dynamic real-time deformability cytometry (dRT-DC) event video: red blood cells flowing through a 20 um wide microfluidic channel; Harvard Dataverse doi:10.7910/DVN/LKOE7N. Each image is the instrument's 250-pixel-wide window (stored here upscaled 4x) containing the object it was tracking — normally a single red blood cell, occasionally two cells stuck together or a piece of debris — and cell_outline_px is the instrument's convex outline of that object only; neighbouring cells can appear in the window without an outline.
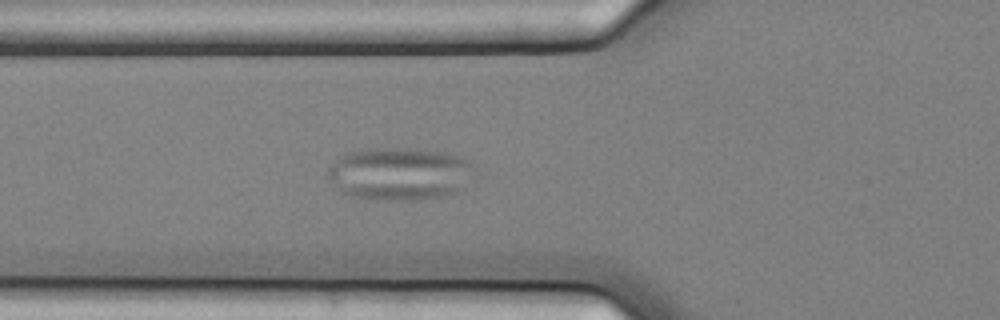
{"species": "common noctule bat (a hibernating species)", "species_latin": "Nyctalus noctula", "temperature_condition": "cold", "stored_images_in_passage": 40, "camera_frame_rate_fps": 3000, "um_per_image_px": 0.085, "animal": {"sex": "female", "body_mass_g": 25.1}, "frame": {"image": 1, "passage_image": 5, "time_ms": 1.333, "image_size_px": [1000, 320], "cell_outline_px": [[468, 164], [464, 188], [460, 192], [440, 196], [416, 200], [376, 200], [356, 196], [344, 192], [336, 188], [328, 176], [328, 168], [344, 152], [372, 148], [416, 148], [444, 152], [460, 156], [468, 160]], "centroid_in_image_um": [33.89, 14.76], "position_along_channel_um": 91.9, "area_um2": 44.51}}
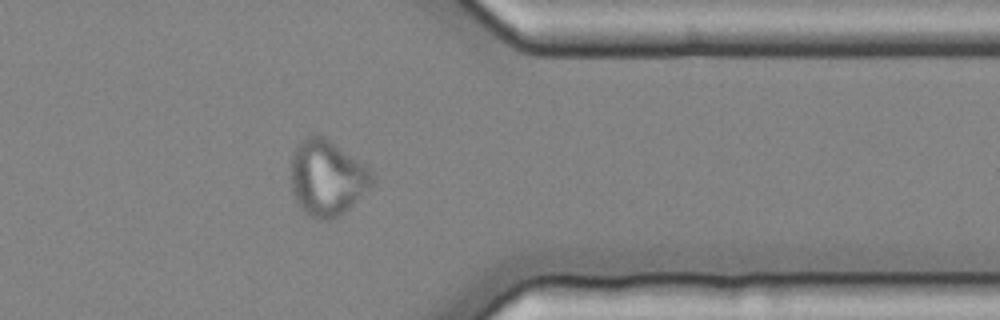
{"frame": {"image": 2, "passage_image": 30, "time_ms": 9.667, "image_size_px": [1000, 320], "cell_outline_px": [[372, 184], [340, 216], [332, 220], [320, 220], [304, 212], [296, 200], [292, 192], [292, 152], [304, 136], [312, 132], [324, 136], [368, 168], [372, 172]], "centroid_in_image_um": [27.75, 15.1], "position_along_channel_um": 383.6, "area_um2": 35.37}}
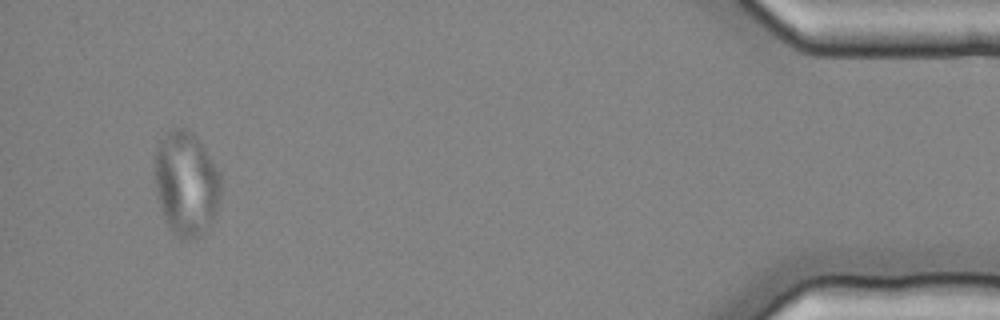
{"frame": {"image": 3, "passage_image": 38, "time_ms": 12.333, "image_size_px": [1000, 320], "cell_outline_px": [[220, 200], [216, 212], [212, 220], [204, 232], [192, 240], [188, 240], [176, 236], [172, 232], [164, 216], [156, 192], [156, 148], [160, 140], [172, 128], [188, 128], [196, 136], [220, 172]], "centroid_in_image_um": [15.84, 15.6], "position_along_channel_um": 419.4, "area_um2": 39.88}}